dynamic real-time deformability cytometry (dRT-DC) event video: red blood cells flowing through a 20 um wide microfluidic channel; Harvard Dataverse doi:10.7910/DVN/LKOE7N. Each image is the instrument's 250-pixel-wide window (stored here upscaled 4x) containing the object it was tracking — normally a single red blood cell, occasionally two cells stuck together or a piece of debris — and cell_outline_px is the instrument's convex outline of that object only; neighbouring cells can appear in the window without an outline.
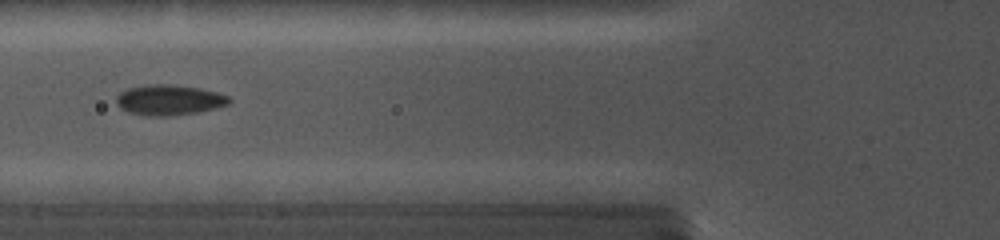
{"species": "common noctule bat (a hibernating species)", "species_latin": "Nyctalus noctula", "temperature_condition": "cold", "stored_images_in_passage": 11, "camera_frame_rate_fps": 5000, "um_per_image_px": 0.085, "animal": {"sex": "female", "body_mass_g": 19.0, "forearm_length_mm": 56.7}, "frame": {"image": 1, "passage_image": 10, "time_ms": 6.0, "image_size_px": [1000, 240], "cell_outline_px": [[232, 100], [228, 104], [216, 108], [196, 112], [168, 116], [148, 116], [128, 112], [120, 108], [116, 104], [116, 96], [120, 92], [128, 88], [156, 84], [168, 84], [200, 88], [216, 92], [228, 96]], "centroid_in_image_um": [14.36, 8.5], "position_along_channel_um": 111.4, "area_um2": 19.88}}